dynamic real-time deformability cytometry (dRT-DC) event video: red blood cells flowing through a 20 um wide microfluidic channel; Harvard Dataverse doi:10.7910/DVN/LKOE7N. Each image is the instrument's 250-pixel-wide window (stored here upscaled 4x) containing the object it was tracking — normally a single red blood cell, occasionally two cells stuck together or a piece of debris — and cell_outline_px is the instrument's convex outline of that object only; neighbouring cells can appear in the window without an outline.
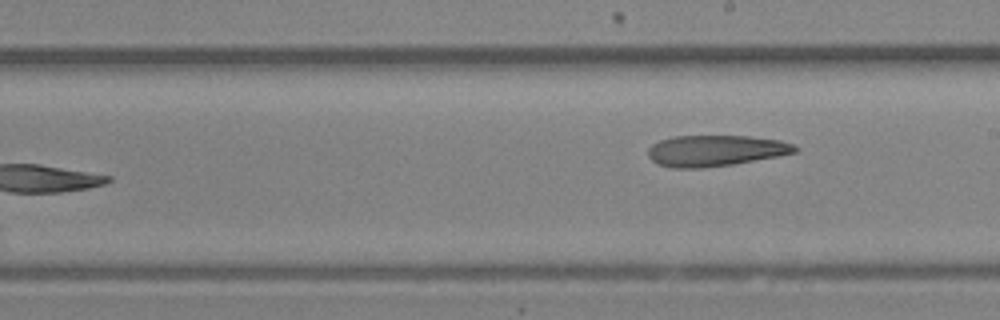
{"species": "Egyptian fruit bat (a non-hibernating species)", "species_latin": "Rousettus aegyptiacus", "temperature_condition": "room temperature", "stored_images_in_passage": 16, "camera_frame_rate_fps": 3000, "um_per_image_px": 0.085, "animal": {"sex": "female"}, "frame": {"image": 1, "passage_image": 16, "time_ms": 5.0, "image_size_px": [1000, 320], "cell_outline_px": [[800, 148], [796, 152], [776, 156], [732, 164], [704, 168], [672, 168], [660, 164], [652, 160], [648, 156], [648, 148], [652, 144], [660, 140], [676, 136], [748, 136], [780, 140], [792, 144]], "centroid_in_image_um": [60.8, 12.8], "position_along_channel_um": 228.2, "area_um2": 26.41}}